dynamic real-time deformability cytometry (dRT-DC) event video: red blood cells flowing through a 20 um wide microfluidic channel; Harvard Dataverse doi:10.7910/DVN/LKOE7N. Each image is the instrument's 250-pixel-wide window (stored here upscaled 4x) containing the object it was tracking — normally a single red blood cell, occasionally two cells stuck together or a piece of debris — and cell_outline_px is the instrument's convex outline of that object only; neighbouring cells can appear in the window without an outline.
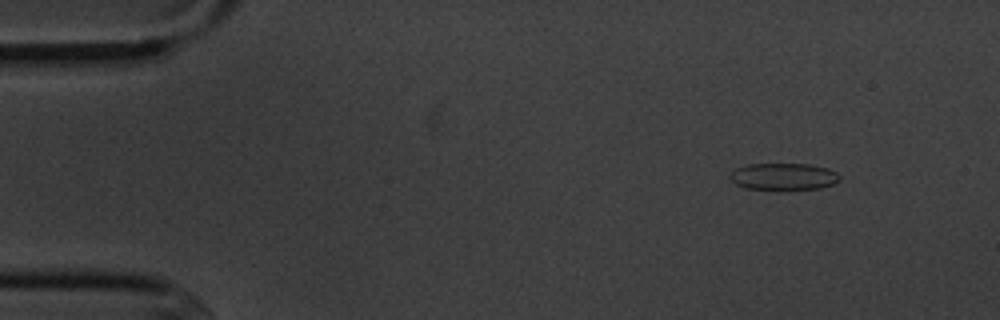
{"species": "common noctule bat (a hibernating species)", "species_latin": "Nyctalus noctula", "temperature_condition": "cold", "stored_images_in_passage": 10, "camera_frame_rate_fps": 3000, "um_per_image_px": 0.085, "animal": {"sex": "male", "body_mass_g": 20.1, "forearm_length_mm": 53.5}, "frame": {"image": 1, "passage_image": 2, "time_ms": 1.0, "image_size_px": [1000, 320], "cell_outline_px": [[840, 180], [832, 184], [820, 188], [748, 188], [736, 184], [728, 176], [736, 168], [748, 164], [808, 164], [828, 168], [836, 172], [840, 176]], "centroid_in_image_um": [66.61, 14.98], "position_along_channel_um": 18.4, "area_um2": 16.7}}
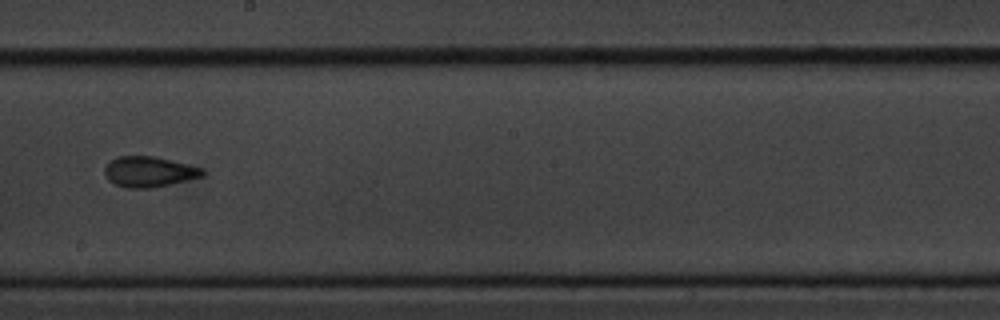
{"frame": {"image": 2, "passage_image": 9, "time_ms": 9.333, "image_size_px": [1000, 320], "cell_outline_px": [[204, 176], [152, 188], [124, 188], [108, 180], [104, 172], [104, 168], [116, 156], [156, 156], [204, 168]], "centroid_in_image_um": [12.68, 14.59], "position_along_channel_um": 235.5, "area_um2": 17.46}}
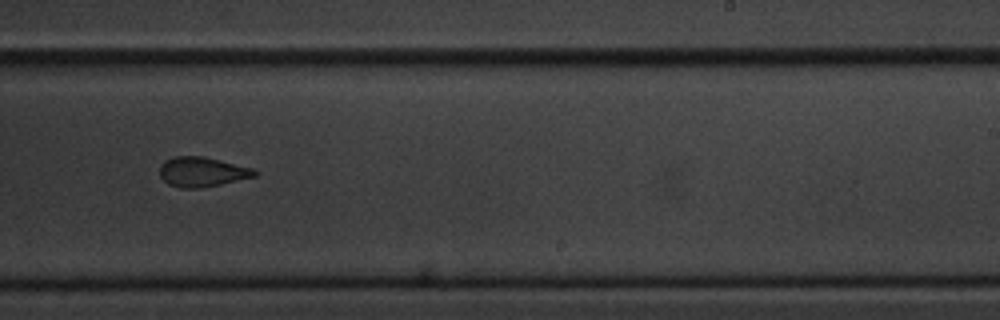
{"frame": {"image": 3, "passage_image": 10, "time_ms": 10.333, "image_size_px": [1000, 320], "cell_outline_px": [[260, 172], [256, 176], [220, 184], [200, 188], [180, 188], [168, 184], [160, 176], [160, 164], [164, 160], [176, 156], [204, 156], [252, 168]], "centroid_in_image_um": [17.17, 14.6], "position_along_channel_um": 271.8, "area_um2": 16.47}}